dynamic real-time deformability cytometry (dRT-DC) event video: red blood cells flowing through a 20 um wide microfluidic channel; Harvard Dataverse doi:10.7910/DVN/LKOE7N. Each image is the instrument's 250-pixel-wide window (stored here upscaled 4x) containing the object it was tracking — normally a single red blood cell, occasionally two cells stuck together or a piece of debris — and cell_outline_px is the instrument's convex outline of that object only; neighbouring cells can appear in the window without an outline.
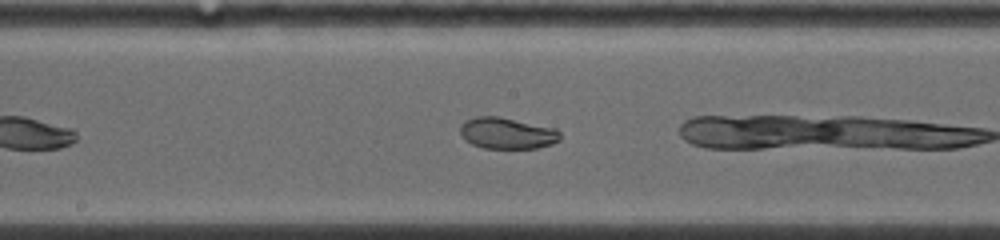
{"species": "common noctule bat (a hibernating species)", "species_latin": "Nyctalus noctula", "temperature_condition": "warm", "stored_images_in_passage": 48, "camera_frame_rate_fps": 5000, "um_per_image_px": 0.085, "animal": {"sex": "female", "body_mass_g": 19.0, "forearm_length_mm": 53.3}, "frame": {"image": 1, "passage_image": 22, "time_ms": 3.6, "image_size_px": [1000, 240], "cell_outline_px": [[560, 140], [552, 144], [536, 148], [484, 148], [472, 144], [464, 140], [460, 132], [460, 124], [464, 120], [476, 116], [500, 116], [556, 128], [560, 132]], "centroid_in_image_um": [43.09, 11.31], "position_along_channel_um": 205.1, "area_um2": 18.5}}